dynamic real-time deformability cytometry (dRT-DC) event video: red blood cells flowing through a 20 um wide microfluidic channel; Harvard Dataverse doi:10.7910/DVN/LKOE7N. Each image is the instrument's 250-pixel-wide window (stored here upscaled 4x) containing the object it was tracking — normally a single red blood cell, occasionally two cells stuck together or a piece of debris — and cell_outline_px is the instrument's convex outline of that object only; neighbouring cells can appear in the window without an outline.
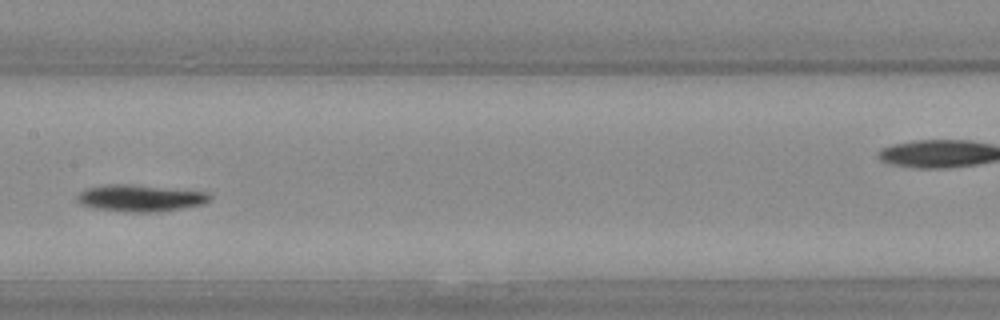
{"species": "Egyptian fruit bat (a non-hibernating species)", "species_latin": "Rousettus aegyptiacus", "temperature_condition": "warm", "stored_images_in_passage": 27, "camera_frame_rate_fps": 3000, "um_per_image_px": 0.085, "animal": {"sex": "female"}, "frame": {"image": 1, "passage_image": 8, "time_ms": 2.333, "image_size_px": [1000, 320], "cell_outline_px": [[212, 196], [204, 204], [156, 212], [128, 212], [96, 208], [80, 204], [76, 200], [76, 196], [84, 188], [104, 184], [132, 184], [208, 192]], "centroid_in_image_um": [11.88, 16.82], "position_along_channel_um": 195.5, "area_um2": 20.75}}
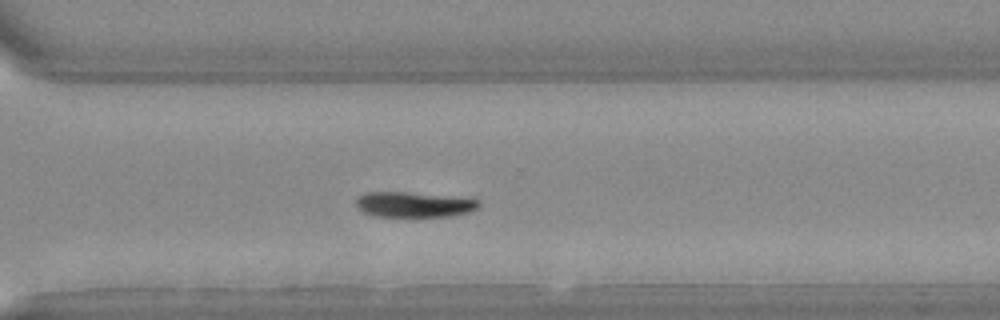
{"frame": {"image": 2, "passage_image": 16, "time_ms": 5.0, "image_size_px": [1000, 320], "cell_outline_px": [[480, 204], [476, 208], [468, 212], [452, 216], [372, 216], [364, 212], [356, 204], [356, 200], [360, 196], [368, 192], [404, 192], [448, 196], [480, 200]], "centroid_in_image_um": [35.18, 17.39], "position_along_channel_um": 335.4, "area_um2": 17.74}}